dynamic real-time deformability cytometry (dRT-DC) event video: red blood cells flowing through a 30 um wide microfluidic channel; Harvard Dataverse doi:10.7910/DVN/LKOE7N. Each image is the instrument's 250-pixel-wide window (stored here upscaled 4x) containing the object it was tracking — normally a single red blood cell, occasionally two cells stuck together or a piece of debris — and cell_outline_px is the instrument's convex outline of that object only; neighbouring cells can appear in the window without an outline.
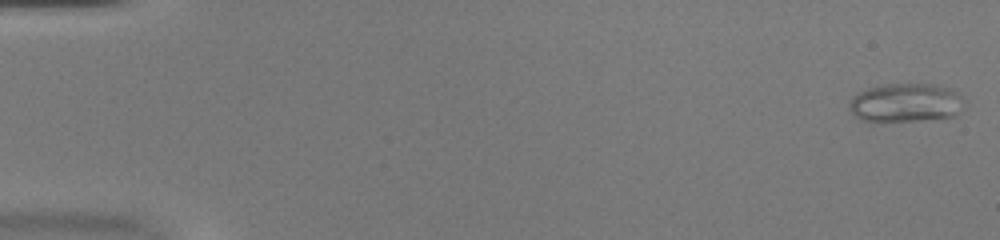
{"species": "common noctule bat (a hibernating species)", "species_latin": "Nyctalus noctula", "temperature_condition": "warm", "stored_images_in_passage": 52, "camera_frame_rate_fps": 3000, "um_per_image_px": 0.085, "animal": {"sex": "female", "body_mass_g": 20.0, "forearm_length_mm": 54.0}, "frame": {"image": 1, "passage_image": 1, "time_ms": 0.0, "image_size_px": [1000, 240], "cell_outline_px": [[964, 108], [956, 116], [912, 120], [864, 120], [856, 116], [848, 108], [848, 104], [852, 96], [856, 92], [868, 88], [884, 84], [932, 84], [952, 88], [964, 100]], "centroid_in_image_um": [77.0, 8.7], "position_along_channel_um": 8.0, "area_um2": 25.84}}
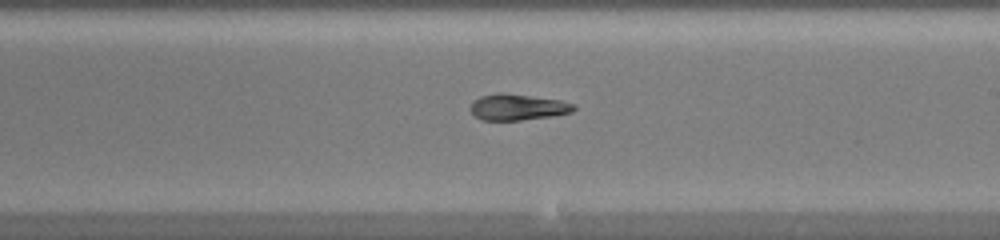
{"frame": {"image": 2, "passage_image": 31, "time_ms": 10.0, "image_size_px": [1000, 240], "cell_outline_px": [[576, 108], [572, 112], [552, 116], [520, 120], [480, 120], [468, 108], [472, 100], [480, 96], [496, 92], [504, 92], [560, 100], [572, 104]], "centroid_in_image_um": [43.93, 9.09], "position_along_channel_um": 245.1, "area_um2": 15.9}}
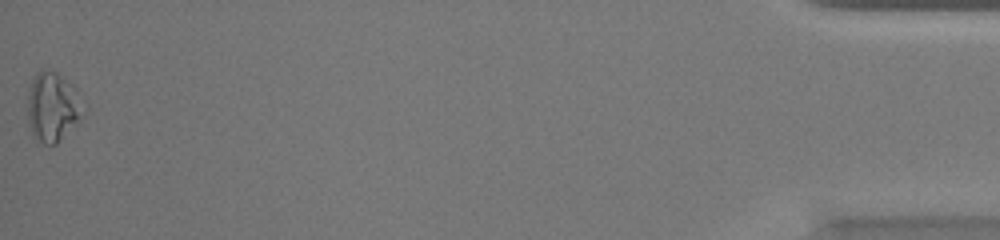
{"frame": {"image": 3, "passage_image": 52, "time_ms": 17.0, "image_size_px": [1000, 240], "cell_outline_px": [[80, 116], [76, 124], [56, 144], [44, 144], [32, 136], [28, 120], [28, 92], [32, 80], [36, 72], [40, 68], [44, 68], [56, 72], [76, 88], [80, 112]], "centroid_in_image_um": [4.4, 9.07], "position_along_channel_um": 430.8, "area_um2": 21.96}, "authors_computed_cell_mechanics": {"area_um2": 17.051, "velocity_mm_per_s": 3.9884, "shape_relaxation_time_tau1_ms": 10.4724, "shape_relaxation_time_tau2_ms": 2.7858, "deformation_change_tau1": 0.3711, "deformation_change_tau2": 0.0803}}